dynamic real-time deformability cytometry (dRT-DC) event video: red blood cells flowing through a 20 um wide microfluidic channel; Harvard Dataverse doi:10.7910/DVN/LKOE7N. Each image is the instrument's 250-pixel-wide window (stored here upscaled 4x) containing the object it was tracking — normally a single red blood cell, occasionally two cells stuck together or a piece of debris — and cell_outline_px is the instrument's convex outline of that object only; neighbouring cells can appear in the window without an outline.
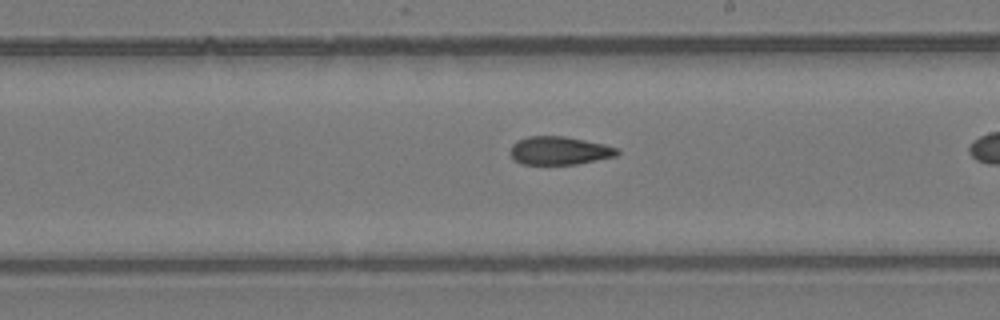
{"species": "common noctule bat (a hibernating species)", "species_latin": "Nyctalus noctula", "temperature_condition": "room temperature", "stored_images_in_passage": 30, "camera_frame_rate_fps": 3000, "um_per_image_px": 0.085, "animal": {"sex": "female", "body_mass_g": 24.6, "forearm_length_mm": 56.2}, "frame": {"image": 1, "passage_image": 26, "time_ms": 8.333, "image_size_px": [1000, 320], "cell_outline_px": [[620, 152], [616, 156], [576, 164], [520, 164], [508, 152], [512, 144], [516, 140], [528, 136], [564, 136], [604, 144], [620, 148]], "centroid_in_image_um": [47.53, 12.79], "position_along_channel_um": 241.5, "area_um2": 17.69}}